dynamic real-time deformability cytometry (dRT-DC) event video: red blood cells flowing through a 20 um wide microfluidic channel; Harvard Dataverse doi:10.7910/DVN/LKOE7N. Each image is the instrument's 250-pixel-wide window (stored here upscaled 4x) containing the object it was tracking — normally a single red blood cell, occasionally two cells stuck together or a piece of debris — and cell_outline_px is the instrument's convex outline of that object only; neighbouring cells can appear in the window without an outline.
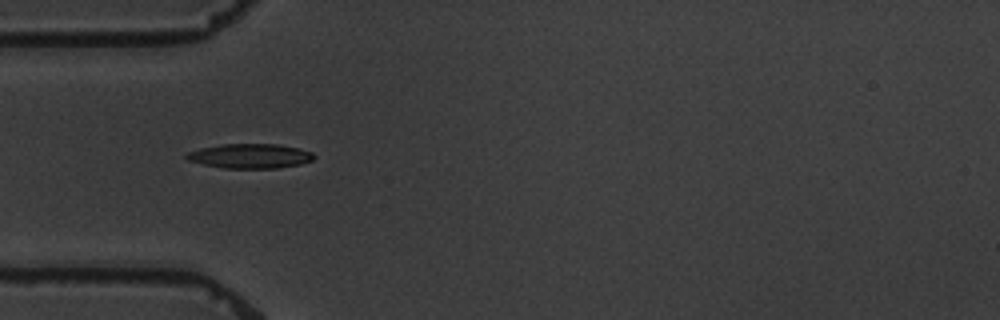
{"species": "common noctule bat (a hibernating species)", "species_latin": "Nyctalus noctula", "temperature_condition": "warm", "stored_images_in_passage": 4, "camera_frame_rate_fps": 3000, "um_per_image_px": 0.085, "animal": {"sex": "male", "body_mass_g": 19.5, "forearm_length_mm": 54.6}, "frame": {"image": 1, "passage_image": 1, "time_ms": 0.0, "image_size_px": [1000, 320], "cell_outline_px": [[316, 156], [312, 160], [300, 164], [276, 168], [224, 168], [204, 164], [188, 160], [184, 156], [188, 152], [200, 148], [224, 144], [276, 144], [300, 148], [312, 152]], "centroid_in_image_um": [21.28, 13.26], "position_along_channel_um": 63.7, "area_um2": 18.15}}
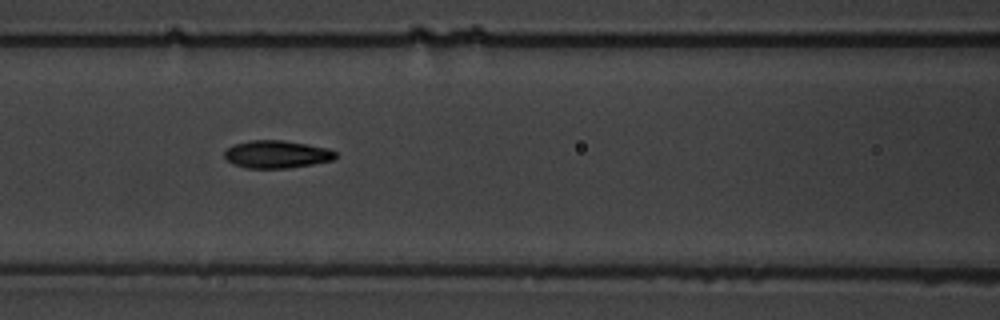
{"frame": {"image": 2, "passage_image": 3, "time_ms": 2.333, "image_size_px": [1000, 320], "cell_outline_px": [[336, 156], [332, 160], [312, 164], [288, 168], [244, 168], [232, 164], [224, 156], [224, 152], [232, 144], [252, 140], [284, 140], [328, 148], [336, 152]], "centroid_in_image_um": [23.49, 13.11], "position_along_channel_um": 143.1, "area_um2": 17.92}}
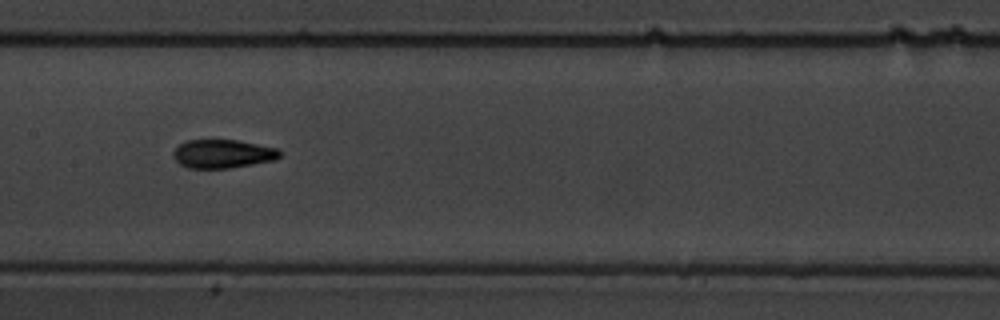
{"frame": {"image": 3, "passage_image": 4, "time_ms": 3.667, "image_size_px": [1000, 320], "cell_outline_px": [[284, 152], [276, 160], [228, 168], [188, 168], [180, 164], [176, 160], [172, 152], [180, 144], [188, 140], [236, 140], [280, 148]], "centroid_in_image_um": [18.99, 13.07], "position_along_channel_um": 188.4, "area_um2": 17.8}}